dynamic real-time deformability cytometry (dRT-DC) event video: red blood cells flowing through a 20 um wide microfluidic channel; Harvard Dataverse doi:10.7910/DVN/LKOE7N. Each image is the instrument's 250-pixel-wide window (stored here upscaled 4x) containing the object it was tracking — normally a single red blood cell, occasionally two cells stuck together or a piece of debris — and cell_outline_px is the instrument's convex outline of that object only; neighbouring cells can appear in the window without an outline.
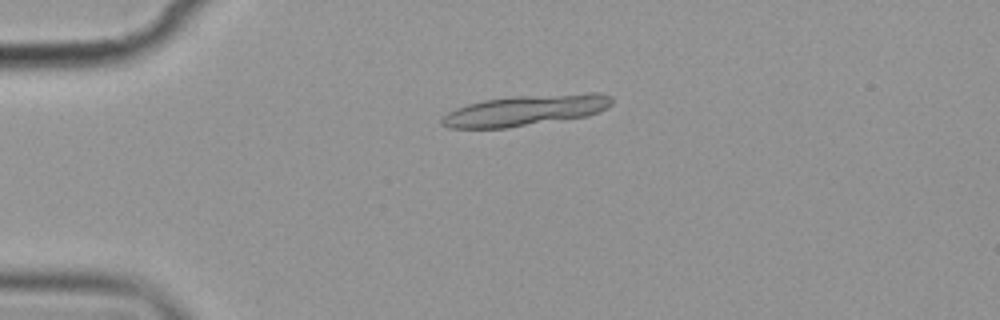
{"species": "common noctule bat (a hibernating species)", "species_latin": "Nyctalus noctula", "temperature_condition": "cold", "stored_images_in_passage": 4, "camera_frame_rate_fps": 3000, "um_per_image_px": 0.085, "animal": {"sex": "female", "body_mass_g": 19.9}, "frame": {"image": 1, "passage_image": 2, "time_ms": 1.333, "image_size_px": [1000, 320], "cell_outline_px": [[612, 104], [608, 108], [600, 112], [588, 116], [504, 128], [448, 128], [440, 124], [440, 116], [456, 108], [468, 104], [484, 100], [512, 96], [588, 92], [600, 92], [612, 96]], "centroid_in_image_um": [44.7, 9.37], "position_along_channel_um": 40.3, "area_um2": 30.92}}